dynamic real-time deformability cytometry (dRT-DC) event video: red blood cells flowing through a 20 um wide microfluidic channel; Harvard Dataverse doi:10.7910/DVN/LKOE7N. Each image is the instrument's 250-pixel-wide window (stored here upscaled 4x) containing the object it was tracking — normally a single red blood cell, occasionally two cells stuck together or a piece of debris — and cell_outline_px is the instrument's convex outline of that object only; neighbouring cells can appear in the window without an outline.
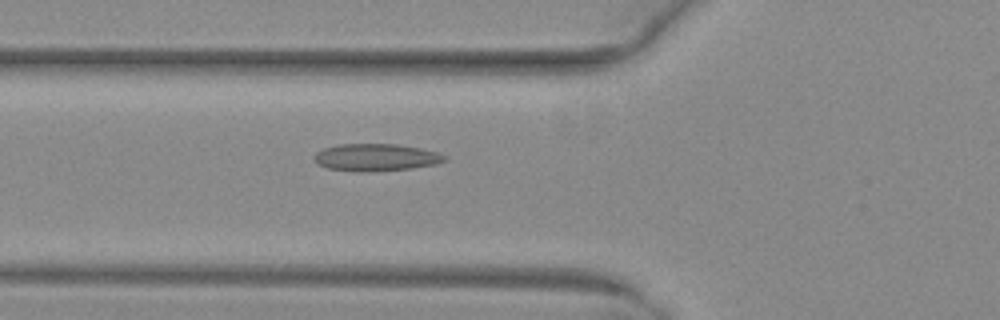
{"species": "common noctule bat (a hibernating species)", "species_latin": "Nyctalus noctula", "temperature_condition": "warm", "stored_images_in_passage": 51, "camera_frame_rate_fps": 3000, "um_per_image_px": 0.085, "animal": {"sex": "female", "body_mass_g": 29.2, "forearm_length_mm": 56.3}, "frame": {"image": 1, "passage_image": 19, "time_ms": 6.0, "image_size_px": [1000, 320], "cell_outline_px": [[448, 160], [436, 164], [412, 168], [364, 172], [356, 172], [328, 168], [316, 164], [312, 160], [312, 156], [316, 152], [324, 148], [340, 144], [396, 144], [420, 148], [436, 152], [448, 156]], "centroid_in_image_um": [31.92, 13.38], "position_along_channel_um": 93.9, "area_um2": 20.92}}
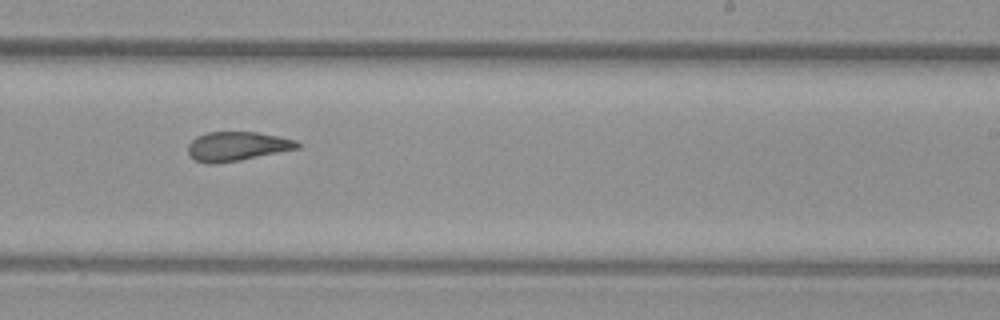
{"frame": {"image": 2, "passage_image": 32, "time_ms": 10.333, "image_size_px": [1000, 320], "cell_outline_px": [[300, 148], [240, 160], [216, 164], [208, 164], [196, 160], [188, 152], [188, 144], [196, 136], [208, 132], [256, 132], [296, 140], [300, 144]], "centroid_in_image_um": [20.14, 12.43], "position_along_channel_um": 268.9, "area_um2": 18.5}}
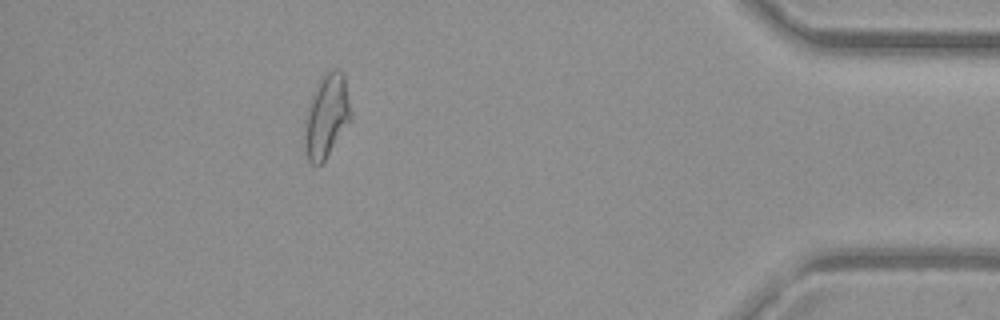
{"frame": {"image": 3, "passage_image": 46, "time_ms": 15.0, "image_size_px": [1000, 320], "cell_outline_px": [[352, 116], [324, 160], [320, 164], [312, 164], [308, 160], [304, 140], [304, 120], [316, 84], [324, 72], [332, 68], [336, 68], [344, 72], [352, 112]], "centroid_in_image_um": [27.76, 9.78], "position_along_channel_um": 407.4, "area_um2": 22.37}, "authors_computed_cell_mechanics": {"area_um2": 20.9236, "velocity_mm_per_s": 4.0337, "shape_relaxation_time_tau1_ms": null, "shape_relaxation_time_tau2_ms": 2.3585, "deformation_change_tau1": null, "deformation_change_tau2": 0.095}}